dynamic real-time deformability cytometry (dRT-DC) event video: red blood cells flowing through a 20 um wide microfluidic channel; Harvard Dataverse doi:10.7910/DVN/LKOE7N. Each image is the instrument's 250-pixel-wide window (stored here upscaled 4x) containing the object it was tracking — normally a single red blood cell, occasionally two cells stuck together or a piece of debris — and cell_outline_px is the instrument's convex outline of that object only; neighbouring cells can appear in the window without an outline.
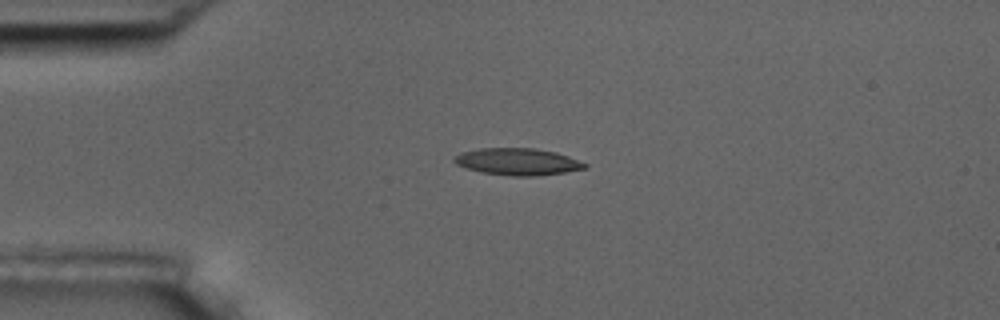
{"species": "common noctule bat (a hibernating species)", "species_latin": "Nyctalus noctula", "temperature_condition": "room temperature", "stored_images_in_passage": 4, "camera_frame_rate_fps": 3000, "um_per_image_px": 0.085, "animal": {"sex": "male", "body_mass_g": 17.5, "forearm_length_mm": 52.3}, "frame": {"image": 1, "passage_image": 3, "time_ms": 3.333, "image_size_px": [1000, 320], "cell_outline_px": [[588, 168], [564, 172], [536, 176], [512, 176], [480, 172], [456, 164], [452, 160], [460, 152], [480, 148], [532, 148], [556, 152], [568, 156], [588, 164]], "centroid_in_image_um": [44.0, 13.74], "position_along_channel_um": 41.0, "area_um2": 20.46}}